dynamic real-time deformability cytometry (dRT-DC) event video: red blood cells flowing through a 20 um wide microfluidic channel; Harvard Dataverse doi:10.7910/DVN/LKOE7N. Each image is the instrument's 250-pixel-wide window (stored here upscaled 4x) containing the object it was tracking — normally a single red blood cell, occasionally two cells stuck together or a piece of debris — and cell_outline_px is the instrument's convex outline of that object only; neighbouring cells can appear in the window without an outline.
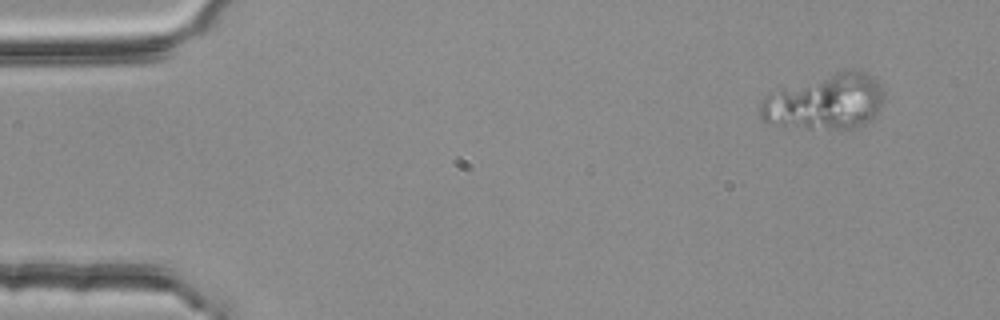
{"species": "common noctule bat (a hibernating species)", "species_latin": "Nyctalus noctula", "temperature_condition": "room temperature", "stored_images_in_passage": 4, "camera_frame_rate_fps": 3000, "um_per_image_px": 0.085, "animal": {"sex": "female", "body_mass_g": 25.1}, "frame": {"image": 1, "passage_image": 1, "time_ms": 0.0, "image_size_px": [1000, 320], "cell_outline_px": [[884, 96], [876, 116], [872, 120], [864, 124], [852, 128], [808, 128], [780, 124], [764, 120], [760, 116], [760, 104], [768, 96], [844, 68], [852, 68], [868, 72], [884, 88]], "centroid_in_image_um": [70.29, 8.64], "position_along_channel_um": 14.7, "area_um2": 39.13}}
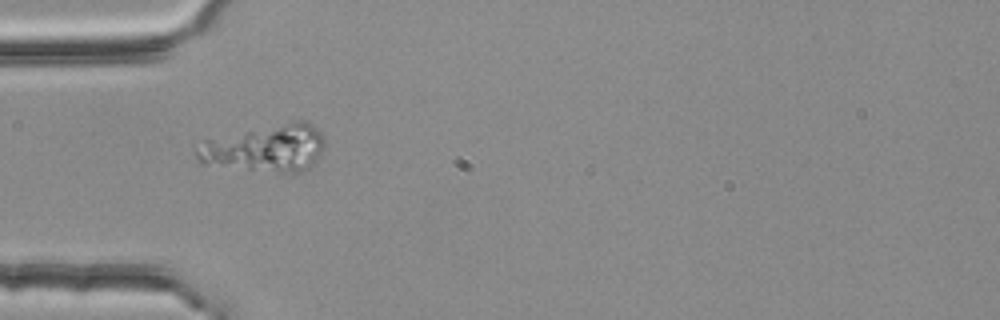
{"frame": {"image": 2, "passage_image": 3, "time_ms": 0.667, "image_size_px": [1000, 320], "cell_outline_px": [[324, 148], [320, 156], [308, 168], [300, 172], [288, 172], [248, 168], [200, 160], [196, 156], [196, 152], [204, 140], [292, 120], [304, 120], [316, 128], [324, 136]], "centroid_in_image_um": [22.72, 12.54], "position_along_channel_um": 62.3, "area_um2": 33.87}}
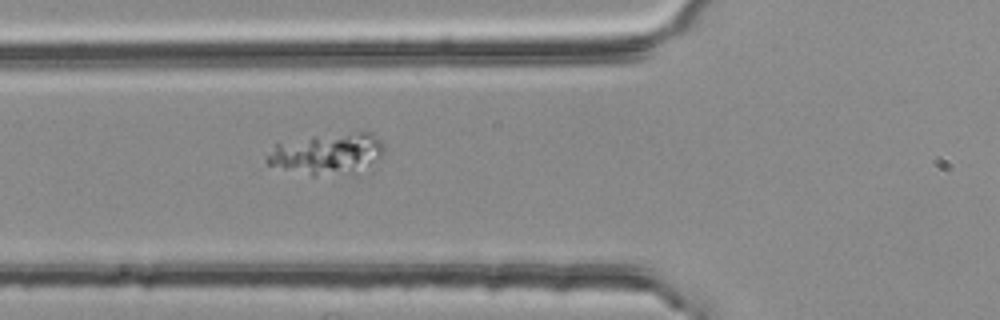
{"frame": {"image": 3, "passage_image": 4, "time_ms": 1.0, "image_size_px": [1000, 320], "cell_outline_px": [[384, 152], [368, 164], [352, 172], [316, 176], [312, 176], [268, 164], [264, 160], [272, 144], [276, 140], [312, 136], [356, 132], [372, 132], [380, 140], [384, 148]], "centroid_in_image_um": [27.68, 13.02], "position_along_channel_um": 98.1, "area_um2": 28.09}}